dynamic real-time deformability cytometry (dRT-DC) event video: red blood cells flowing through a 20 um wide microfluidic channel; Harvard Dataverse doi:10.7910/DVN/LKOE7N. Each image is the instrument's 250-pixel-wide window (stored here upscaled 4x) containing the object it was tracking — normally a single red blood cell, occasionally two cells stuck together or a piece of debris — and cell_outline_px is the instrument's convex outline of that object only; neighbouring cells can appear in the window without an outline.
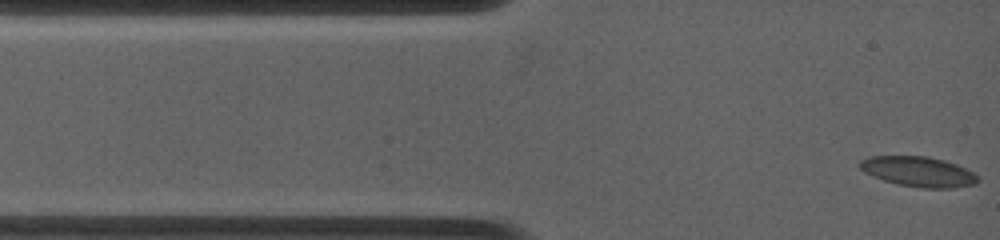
{"species": "common noctule bat (a hibernating species)", "species_latin": "Nyctalus noctula", "temperature_condition": "warm", "stored_images_in_passage": 13, "camera_frame_rate_fps": 4500, "um_per_image_px": 0.085, "animal": {"sex": "female", "body_mass_g": 19.0, "forearm_length_mm": 53.3}, "frame": {"image": 1, "passage_image": 1, "time_ms": 0.0, "image_size_px": [1000, 240], "cell_outline_px": [[980, 180], [976, 184], [952, 188], [920, 188], [900, 184], [884, 180], [872, 176], [864, 172], [856, 164], [860, 160], [868, 156], [928, 156], [944, 160], [956, 164], [980, 176]], "centroid_in_image_um": [78.06, 14.58], "position_along_channel_um": 6.9, "area_um2": 20.87}}